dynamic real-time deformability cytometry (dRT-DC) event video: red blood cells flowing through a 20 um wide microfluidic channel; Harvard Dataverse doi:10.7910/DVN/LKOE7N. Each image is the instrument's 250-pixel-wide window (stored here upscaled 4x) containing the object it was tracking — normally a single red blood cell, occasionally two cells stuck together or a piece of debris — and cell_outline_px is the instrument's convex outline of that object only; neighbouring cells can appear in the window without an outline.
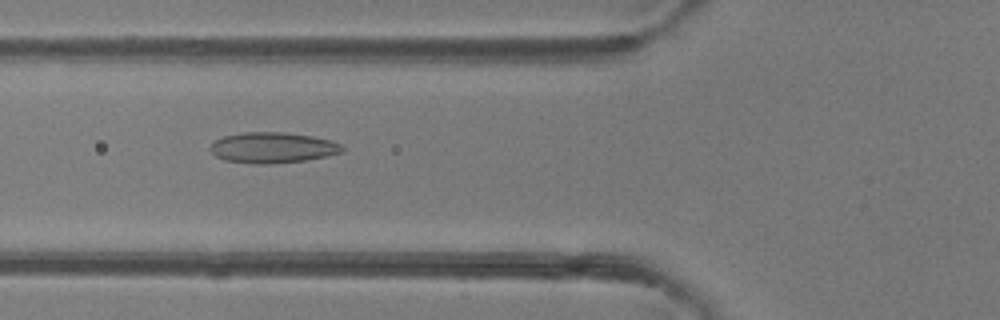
{"species": "common noctule bat (a hibernating species)", "species_latin": "Nyctalus noctula", "temperature_condition": "room temperature", "stored_images_in_passage": 6, "camera_frame_rate_fps": 3000, "um_per_image_px": 0.085, "animal": {"sex": "female"}, "frame": {"image": 1, "passage_image": 5, "time_ms": 1.333, "image_size_px": [1000, 320], "cell_outline_px": [[344, 152], [304, 160], [268, 164], [252, 164], [224, 160], [216, 156], [208, 148], [216, 140], [224, 136], [244, 132], [284, 132], [312, 136], [332, 140], [340, 144], [344, 148]], "centroid_in_image_um": [23.17, 12.55], "position_along_channel_um": 102.6, "area_um2": 23.58}}
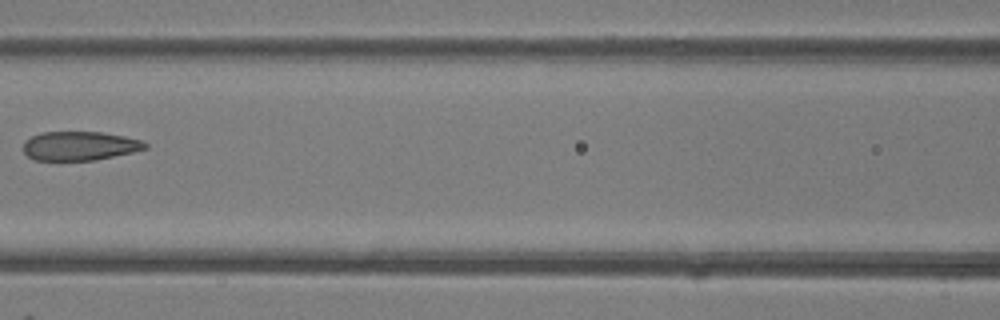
{"frame": {"image": 2, "passage_image": 6, "time_ms": 1.667, "image_size_px": [1000, 320], "cell_outline_px": [[148, 148], [132, 152], [96, 160], [36, 160], [28, 156], [24, 152], [24, 140], [40, 132], [100, 132], [124, 136], [140, 140], [148, 144]], "centroid_in_image_um": [6.76, 12.4], "position_along_channel_um": 159.8, "area_um2": 20.52}}